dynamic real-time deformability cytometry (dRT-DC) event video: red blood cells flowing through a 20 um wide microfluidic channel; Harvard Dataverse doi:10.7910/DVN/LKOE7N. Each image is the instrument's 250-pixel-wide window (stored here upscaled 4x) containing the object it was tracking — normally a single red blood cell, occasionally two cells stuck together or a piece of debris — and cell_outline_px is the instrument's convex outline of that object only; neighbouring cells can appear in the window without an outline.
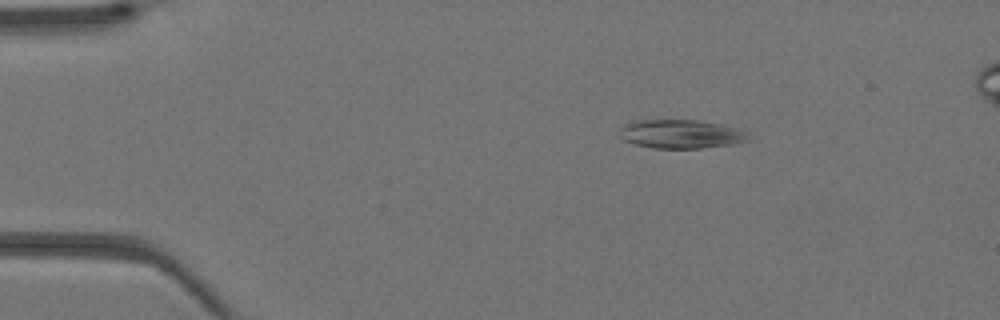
{"species": "Egyptian fruit bat (a non-hibernating species)", "species_latin": "Rousettus aegyptiacus", "temperature_condition": "warm", "stored_images_in_passage": 43, "segment_of_instrument_passage": [1, 2], "camera_frame_rate_fps": 3000, "um_per_image_px": 0.085, "animal": {"sex": "female"}, "frame": {"image": 1, "passage_image": 7, "time_ms": 2.0, "image_size_px": [1000, 320], "cell_outline_px": [[752, 140], [732, 144], [700, 148], [652, 148], [636, 144], [624, 140], [620, 136], [620, 128], [624, 124], [632, 120], [696, 120], [720, 124], [736, 128], [748, 132]], "centroid_in_image_um": [57.89, 11.39], "position_along_channel_um": 27.1, "area_um2": 21.68}}
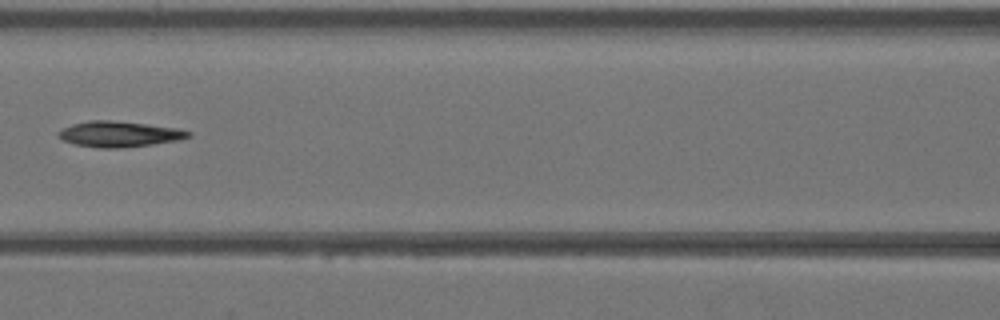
{"frame": {"image": 2, "passage_image": 19, "time_ms": 6.0, "image_size_px": [1000, 320], "cell_outline_px": [[192, 136], [180, 140], [152, 144], [120, 148], [100, 148], [72, 144], [56, 136], [56, 132], [72, 124], [88, 120], [112, 120], [180, 128], [192, 132]], "centroid_in_image_um": [10.14, 11.39], "position_along_channel_um": 156.5, "area_um2": 19.65}}
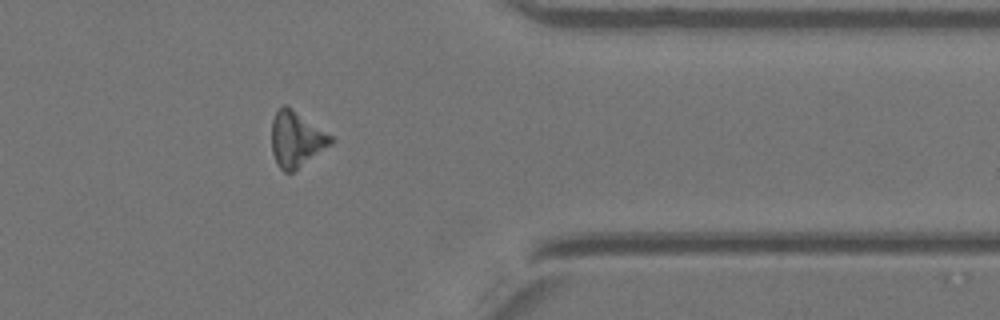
{"frame": {"image": 3, "passage_image": 34, "time_ms": 11.0, "image_size_px": [1000, 320], "cell_outline_px": [[336, 140], [332, 144], [292, 172], [284, 172], [280, 168], [272, 152], [272, 120], [276, 112], [284, 104], [292, 108], [332, 136]], "centroid_in_image_um": [25.19, 11.82], "position_along_channel_um": 386.2, "area_um2": 18.9}}